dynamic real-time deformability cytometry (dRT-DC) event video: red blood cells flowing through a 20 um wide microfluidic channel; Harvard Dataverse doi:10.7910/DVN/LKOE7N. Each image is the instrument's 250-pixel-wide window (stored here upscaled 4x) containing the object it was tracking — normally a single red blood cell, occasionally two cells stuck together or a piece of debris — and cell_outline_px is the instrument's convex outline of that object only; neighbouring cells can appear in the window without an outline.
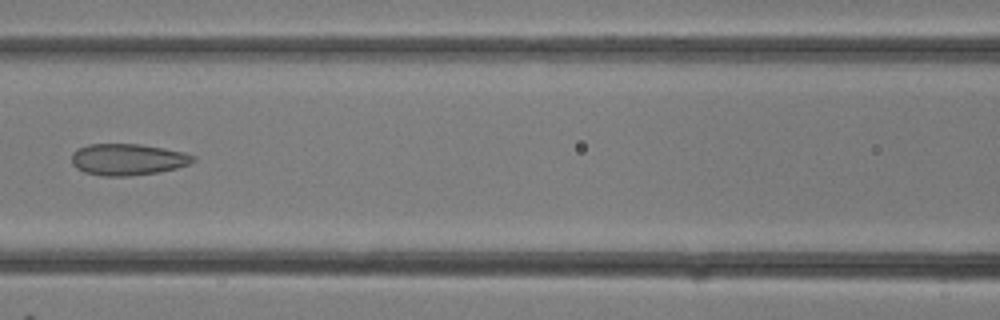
{"species": "common noctule bat (a hibernating species)", "species_latin": "Nyctalus noctula", "temperature_condition": "room temperature", "stored_images_in_passage": 19, "camera_frame_rate_fps": 3000, "um_per_image_px": 0.085, "animal": {"sex": "female"}, "frame": {"image": 1, "passage_image": 14, "time_ms": 4.333, "image_size_px": [1000, 320], "cell_outline_px": [[196, 160], [188, 164], [176, 168], [156, 172], [128, 176], [104, 176], [84, 172], [76, 168], [72, 164], [72, 152], [76, 148], [88, 144], [140, 144], [164, 148], [184, 152], [196, 156]], "centroid_in_image_um": [10.83, 13.54], "position_along_channel_um": 155.8, "area_um2": 22.37}}
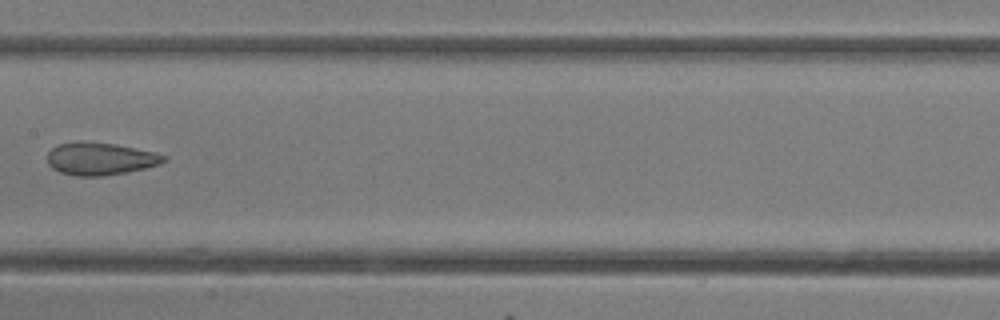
{"frame": {"image": 2, "passage_image": 16, "time_ms": 5.0, "image_size_px": [1000, 320], "cell_outline_px": [[168, 160], [160, 164], [144, 168], [124, 172], [100, 176], [76, 176], [60, 172], [52, 168], [48, 164], [48, 152], [56, 144], [116, 144], [156, 152], [168, 156]], "centroid_in_image_um": [8.58, 13.52], "position_along_channel_um": 198.8, "area_um2": 21.44}}
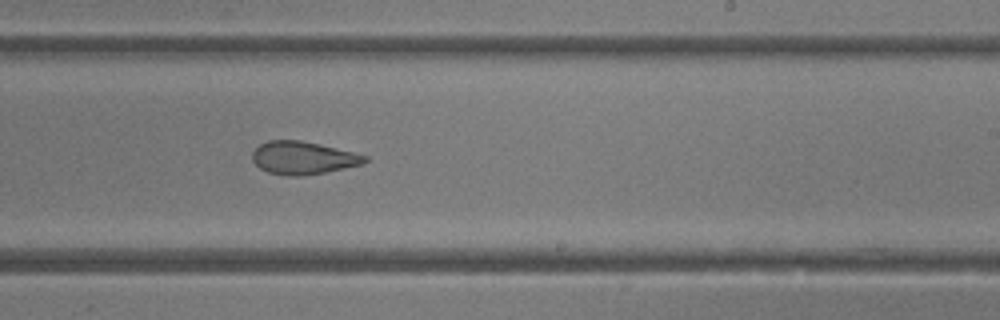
{"frame": {"image": 3, "passage_image": 19, "time_ms": 6.0, "image_size_px": [1000, 320], "cell_outline_px": [[368, 160], [364, 164], [304, 176], [288, 176], [268, 172], [260, 168], [252, 160], [252, 152], [260, 144], [268, 140], [300, 140], [320, 144], [368, 156]], "centroid_in_image_um": [25.75, 13.42], "position_along_channel_um": 263.3, "area_um2": 21.5}}